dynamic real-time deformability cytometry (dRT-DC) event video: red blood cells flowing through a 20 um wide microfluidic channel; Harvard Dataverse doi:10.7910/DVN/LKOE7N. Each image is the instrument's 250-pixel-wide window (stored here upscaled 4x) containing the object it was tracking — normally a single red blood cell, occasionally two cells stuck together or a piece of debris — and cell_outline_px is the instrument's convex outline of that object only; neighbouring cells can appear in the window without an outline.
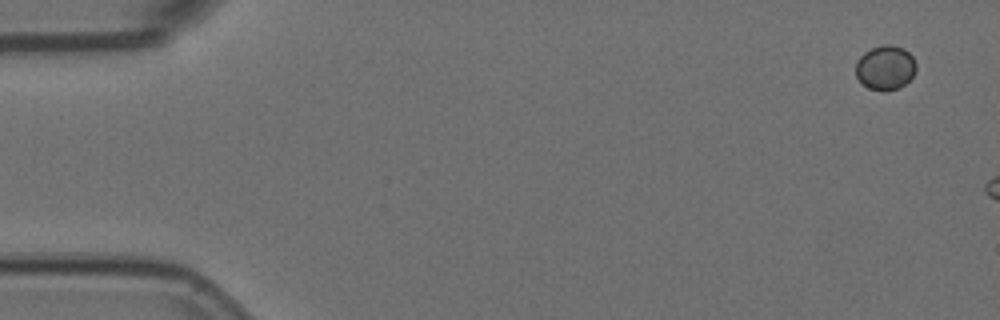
{"species": "Egyptian fruit bat (a non-hibernating species)", "species_latin": "Rousettus aegyptiacus", "temperature_condition": "room temperature", "stored_images_in_passage": 4, "camera_frame_rate_fps": 3000, "um_per_image_px": 0.085, "animal": {"sex": "female"}, "frame": {"image": 1, "passage_image": 1, "time_ms": 0.0, "image_size_px": [1000, 320], "cell_outline_px": [[916, 72], [900, 88], [884, 92], [868, 88], [860, 84], [856, 76], [856, 60], [864, 52], [872, 48], [884, 44], [892, 44], [904, 48], [912, 56], [916, 64]], "centroid_in_image_um": [75.24, 5.76], "position_along_channel_um": 9.8, "area_um2": 15.95}}